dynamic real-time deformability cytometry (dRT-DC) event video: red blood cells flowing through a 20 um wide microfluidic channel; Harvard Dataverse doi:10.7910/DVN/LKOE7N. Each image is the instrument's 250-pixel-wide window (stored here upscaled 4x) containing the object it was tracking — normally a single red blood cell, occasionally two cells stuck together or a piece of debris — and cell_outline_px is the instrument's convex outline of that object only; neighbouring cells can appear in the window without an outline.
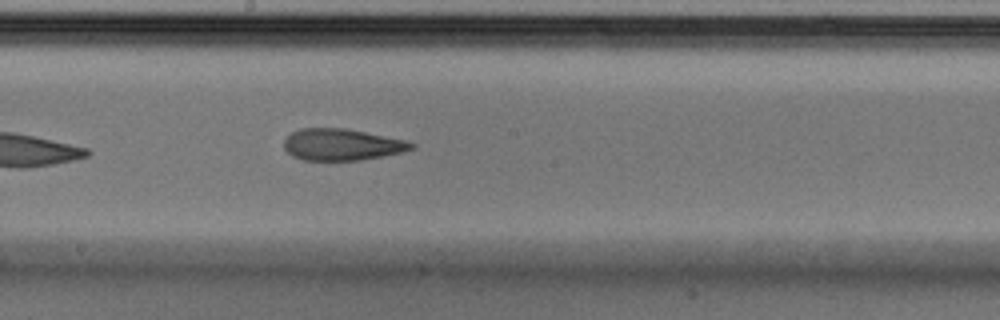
{"species": "Egyptian fruit bat (a non-hibernating species)", "species_latin": "Rousettus aegyptiacus", "temperature_condition": "cold", "stored_images_in_passage": 8, "camera_frame_rate_fps": 3000, "um_per_image_px": 0.085, "animal": {"sex": "male"}, "frame": {"image": 1, "passage_image": 8, "time_ms": 2.333, "image_size_px": [1000, 320], "cell_outline_px": [[416, 148], [404, 152], [360, 160], [304, 160], [292, 156], [284, 148], [284, 140], [292, 132], [300, 128], [344, 128], [408, 140], [416, 144]], "centroid_in_image_um": [29.1, 12.29], "position_along_channel_um": 219.1, "area_um2": 23.58}}